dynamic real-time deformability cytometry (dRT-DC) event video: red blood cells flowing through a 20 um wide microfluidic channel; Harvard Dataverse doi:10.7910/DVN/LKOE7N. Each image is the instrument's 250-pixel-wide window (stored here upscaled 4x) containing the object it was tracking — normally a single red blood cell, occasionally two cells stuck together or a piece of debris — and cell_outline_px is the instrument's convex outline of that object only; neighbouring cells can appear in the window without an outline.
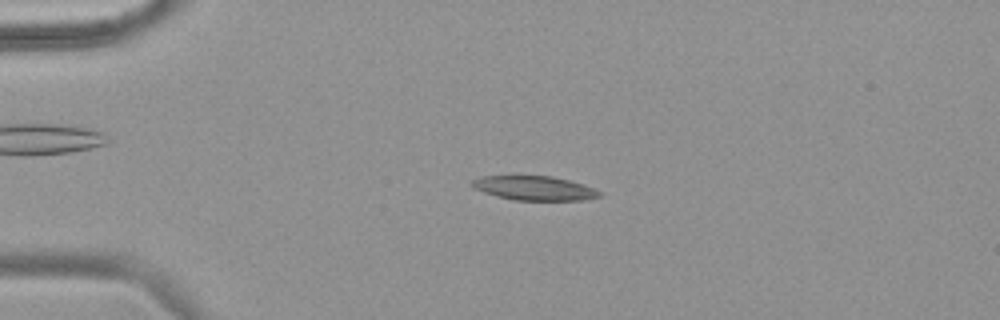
{"species": "common noctule bat (a hibernating species)", "species_latin": "Nyctalus noctula", "temperature_condition": "warm", "stored_images_in_passage": 54, "camera_frame_rate_fps": 3000, "um_per_image_px": 0.085, "animal": {"sex": "female", "body_mass_g": 18.4}, "frame": {"image": 1, "passage_image": 12, "time_ms": 3.667, "image_size_px": [1000, 320], "cell_outline_px": [[600, 196], [580, 200], [516, 200], [484, 192], [468, 184], [472, 180], [480, 176], [552, 176], [584, 184], [600, 192]], "centroid_in_image_um": [45.39, 15.98], "position_along_channel_um": 39.6, "area_um2": 17.69}}
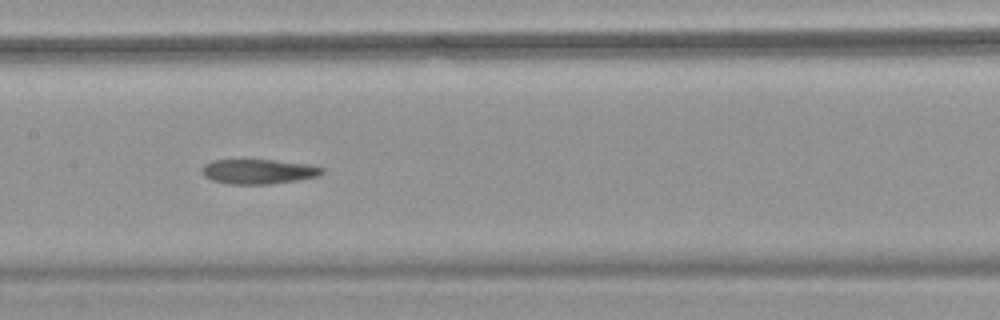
{"frame": {"image": 2, "passage_image": 27, "time_ms": 8.667, "image_size_px": [1000, 320], "cell_outline_px": [[324, 172], [316, 176], [296, 180], [268, 184], [232, 184], [212, 180], [204, 176], [200, 172], [200, 168], [204, 164], [212, 160], [272, 160], [312, 164], [324, 168]], "centroid_in_image_um": [21.94, 14.57], "position_along_channel_um": 185.5, "area_um2": 17.34}}
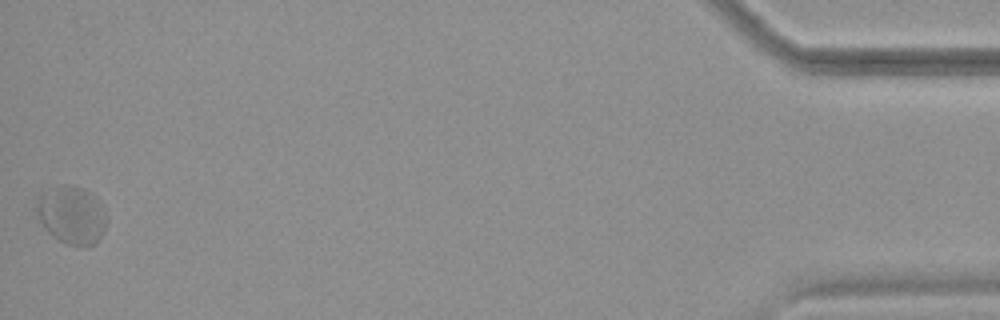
{"frame": {"image": 3, "passage_image": 54, "time_ms": 17.667, "image_size_px": [1000, 320], "cell_outline_px": [[108, 216], [104, 228], [96, 244], [88, 248], [80, 248], [68, 244], [52, 236], [48, 232], [36, 216], [36, 196], [40, 192], [48, 188], [60, 184], [68, 184], [92, 192], [100, 200]], "centroid_in_image_um": [6.08, 18.26], "position_along_channel_um": 429.1, "area_um2": 24.57}, "authors_computed_cell_mechanics": {"area_um2": 19.074, "velocity_mm_per_s": 3.6682, "shape_relaxation_time_tau1_ms": null, "shape_relaxation_time_tau2_ms": 2.3992, "deformation_change_tau1": null, "deformation_change_tau2": 0.0725}}